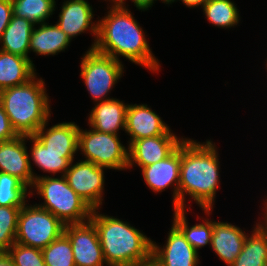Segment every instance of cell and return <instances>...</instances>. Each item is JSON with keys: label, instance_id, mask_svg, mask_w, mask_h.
I'll return each instance as SVG.
<instances>
[{"label": "cell", "instance_id": "d590c367", "mask_svg": "<svg viewBox=\"0 0 267 266\" xmlns=\"http://www.w3.org/2000/svg\"><path fill=\"white\" fill-rule=\"evenodd\" d=\"M0 266H15L11 257L6 253H0Z\"/></svg>", "mask_w": 267, "mask_h": 266}, {"label": "cell", "instance_id": "d6a6232c", "mask_svg": "<svg viewBox=\"0 0 267 266\" xmlns=\"http://www.w3.org/2000/svg\"><path fill=\"white\" fill-rule=\"evenodd\" d=\"M13 16L11 0H0V38Z\"/></svg>", "mask_w": 267, "mask_h": 266}, {"label": "cell", "instance_id": "ac0fdd59", "mask_svg": "<svg viewBox=\"0 0 267 266\" xmlns=\"http://www.w3.org/2000/svg\"><path fill=\"white\" fill-rule=\"evenodd\" d=\"M128 105L116 98L98 102L90 111L88 125L99 132L119 135L120 129L125 130Z\"/></svg>", "mask_w": 267, "mask_h": 266}, {"label": "cell", "instance_id": "8d00e7d4", "mask_svg": "<svg viewBox=\"0 0 267 266\" xmlns=\"http://www.w3.org/2000/svg\"><path fill=\"white\" fill-rule=\"evenodd\" d=\"M134 266H161L153 257Z\"/></svg>", "mask_w": 267, "mask_h": 266}, {"label": "cell", "instance_id": "8fae6325", "mask_svg": "<svg viewBox=\"0 0 267 266\" xmlns=\"http://www.w3.org/2000/svg\"><path fill=\"white\" fill-rule=\"evenodd\" d=\"M170 129L166 134L141 138L128 145V170L133 165L140 168L167 158L185 138L176 136Z\"/></svg>", "mask_w": 267, "mask_h": 266}, {"label": "cell", "instance_id": "6da1fadb", "mask_svg": "<svg viewBox=\"0 0 267 266\" xmlns=\"http://www.w3.org/2000/svg\"><path fill=\"white\" fill-rule=\"evenodd\" d=\"M217 150L211 139L200 143L186 137L181 143L178 209H186L185 195H189L208 216L211 215L220 185Z\"/></svg>", "mask_w": 267, "mask_h": 266}, {"label": "cell", "instance_id": "ba28073f", "mask_svg": "<svg viewBox=\"0 0 267 266\" xmlns=\"http://www.w3.org/2000/svg\"><path fill=\"white\" fill-rule=\"evenodd\" d=\"M120 135L79 129L78 151L83 154L84 160L96 166L113 170L128 168V147L120 141ZM120 139V140H119ZM86 158V159H85Z\"/></svg>", "mask_w": 267, "mask_h": 266}, {"label": "cell", "instance_id": "cb8c5ba5", "mask_svg": "<svg viewBox=\"0 0 267 266\" xmlns=\"http://www.w3.org/2000/svg\"><path fill=\"white\" fill-rule=\"evenodd\" d=\"M27 140L33 143L31 146V159L40 170L51 173L55 176L61 173L64 176L72 161H74L75 153H54L48 150L34 135L27 136Z\"/></svg>", "mask_w": 267, "mask_h": 266}, {"label": "cell", "instance_id": "4316f807", "mask_svg": "<svg viewBox=\"0 0 267 266\" xmlns=\"http://www.w3.org/2000/svg\"><path fill=\"white\" fill-rule=\"evenodd\" d=\"M13 15L28 19L32 24L40 25L53 15L55 0H11Z\"/></svg>", "mask_w": 267, "mask_h": 266}, {"label": "cell", "instance_id": "9c48e42d", "mask_svg": "<svg viewBox=\"0 0 267 266\" xmlns=\"http://www.w3.org/2000/svg\"><path fill=\"white\" fill-rule=\"evenodd\" d=\"M66 171L64 177L68 185L83 199L92 209H101L104 191V167L96 166L92 162L83 161L73 163Z\"/></svg>", "mask_w": 267, "mask_h": 266}, {"label": "cell", "instance_id": "5bb4252c", "mask_svg": "<svg viewBox=\"0 0 267 266\" xmlns=\"http://www.w3.org/2000/svg\"><path fill=\"white\" fill-rule=\"evenodd\" d=\"M166 240L163 248L152 241V257L161 266H198L199 253L173 223Z\"/></svg>", "mask_w": 267, "mask_h": 266}, {"label": "cell", "instance_id": "f35d334b", "mask_svg": "<svg viewBox=\"0 0 267 266\" xmlns=\"http://www.w3.org/2000/svg\"><path fill=\"white\" fill-rule=\"evenodd\" d=\"M163 3L165 4H171V3H174L175 1L177 0H161Z\"/></svg>", "mask_w": 267, "mask_h": 266}, {"label": "cell", "instance_id": "9a60e30c", "mask_svg": "<svg viewBox=\"0 0 267 266\" xmlns=\"http://www.w3.org/2000/svg\"><path fill=\"white\" fill-rule=\"evenodd\" d=\"M58 27L71 39L90 31L95 40L89 49H93L97 39L98 21L93 22L94 11L92 5L86 0H66L61 5Z\"/></svg>", "mask_w": 267, "mask_h": 266}, {"label": "cell", "instance_id": "484cf974", "mask_svg": "<svg viewBox=\"0 0 267 266\" xmlns=\"http://www.w3.org/2000/svg\"><path fill=\"white\" fill-rule=\"evenodd\" d=\"M202 8L208 22L219 28L235 27L241 19L240 10L231 0H207Z\"/></svg>", "mask_w": 267, "mask_h": 266}, {"label": "cell", "instance_id": "603a6c76", "mask_svg": "<svg viewBox=\"0 0 267 266\" xmlns=\"http://www.w3.org/2000/svg\"><path fill=\"white\" fill-rule=\"evenodd\" d=\"M257 223L230 266H267V226L262 221Z\"/></svg>", "mask_w": 267, "mask_h": 266}, {"label": "cell", "instance_id": "4dcf8cb0", "mask_svg": "<svg viewBox=\"0 0 267 266\" xmlns=\"http://www.w3.org/2000/svg\"><path fill=\"white\" fill-rule=\"evenodd\" d=\"M15 266H46L42 250L15 242L7 251Z\"/></svg>", "mask_w": 267, "mask_h": 266}, {"label": "cell", "instance_id": "7402d4cb", "mask_svg": "<svg viewBox=\"0 0 267 266\" xmlns=\"http://www.w3.org/2000/svg\"><path fill=\"white\" fill-rule=\"evenodd\" d=\"M28 19L12 16L0 38V50L30 59V37L34 29Z\"/></svg>", "mask_w": 267, "mask_h": 266}, {"label": "cell", "instance_id": "7c38bea8", "mask_svg": "<svg viewBox=\"0 0 267 266\" xmlns=\"http://www.w3.org/2000/svg\"><path fill=\"white\" fill-rule=\"evenodd\" d=\"M181 144L165 159L141 168L143 180L153 192L173 188V209H178L180 182Z\"/></svg>", "mask_w": 267, "mask_h": 266}, {"label": "cell", "instance_id": "277c9868", "mask_svg": "<svg viewBox=\"0 0 267 266\" xmlns=\"http://www.w3.org/2000/svg\"><path fill=\"white\" fill-rule=\"evenodd\" d=\"M45 81L37 74L28 82L0 91V103L18 136H33L51 117Z\"/></svg>", "mask_w": 267, "mask_h": 266}, {"label": "cell", "instance_id": "83f0119b", "mask_svg": "<svg viewBox=\"0 0 267 266\" xmlns=\"http://www.w3.org/2000/svg\"><path fill=\"white\" fill-rule=\"evenodd\" d=\"M28 194L30 195V188L21 180L0 172V206L23 207L28 201L26 200Z\"/></svg>", "mask_w": 267, "mask_h": 266}, {"label": "cell", "instance_id": "44dd1931", "mask_svg": "<svg viewBox=\"0 0 267 266\" xmlns=\"http://www.w3.org/2000/svg\"><path fill=\"white\" fill-rule=\"evenodd\" d=\"M70 42L71 39L57 24L42 23L39 27L33 29L30 37L29 53L33 51L38 56L56 55L62 51L64 52L70 46Z\"/></svg>", "mask_w": 267, "mask_h": 266}, {"label": "cell", "instance_id": "d6986e66", "mask_svg": "<svg viewBox=\"0 0 267 266\" xmlns=\"http://www.w3.org/2000/svg\"><path fill=\"white\" fill-rule=\"evenodd\" d=\"M43 124L34 135L49 151L77 153L79 126L75 122H62L46 128Z\"/></svg>", "mask_w": 267, "mask_h": 266}, {"label": "cell", "instance_id": "f1b7e54d", "mask_svg": "<svg viewBox=\"0 0 267 266\" xmlns=\"http://www.w3.org/2000/svg\"><path fill=\"white\" fill-rule=\"evenodd\" d=\"M46 266H76L69 238L63 233L42 249Z\"/></svg>", "mask_w": 267, "mask_h": 266}, {"label": "cell", "instance_id": "836d02e7", "mask_svg": "<svg viewBox=\"0 0 267 266\" xmlns=\"http://www.w3.org/2000/svg\"><path fill=\"white\" fill-rule=\"evenodd\" d=\"M126 0H115L114 3L117 4L120 7L128 8L126 6ZM134 3V6H136L137 9L141 11H147L149 8L153 6L154 1L157 0H130Z\"/></svg>", "mask_w": 267, "mask_h": 266}, {"label": "cell", "instance_id": "30bf717a", "mask_svg": "<svg viewBox=\"0 0 267 266\" xmlns=\"http://www.w3.org/2000/svg\"><path fill=\"white\" fill-rule=\"evenodd\" d=\"M64 234L69 238L76 266H104L106 264L95 225L84 223L66 224Z\"/></svg>", "mask_w": 267, "mask_h": 266}, {"label": "cell", "instance_id": "e0dca14e", "mask_svg": "<svg viewBox=\"0 0 267 266\" xmlns=\"http://www.w3.org/2000/svg\"><path fill=\"white\" fill-rule=\"evenodd\" d=\"M247 235L245 231L236 225L212 220L210 247L220 260L230 266L241 252Z\"/></svg>", "mask_w": 267, "mask_h": 266}, {"label": "cell", "instance_id": "3957f363", "mask_svg": "<svg viewBox=\"0 0 267 266\" xmlns=\"http://www.w3.org/2000/svg\"><path fill=\"white\" fill-rule=\"evenodd\" d=\"M93 209L95 225L106 261L105 266H134L152 257V240L122 219Z\"/></svg>", "mask_w": 267, "mask_h": 266}, {"label": "cell", "instance_id": "8992f818", "mask_svg": "<svg viewBox=\"0 0 267 266\" xmlns=\"http://www.w3.org/2000/svg\"><path fill=\"white\" fill-rule=\"evenodd\" d=\"M65 224L38 205L25 204L18 215L15 242L44 249L64 233Z\"/></svg>", "mask_w": 267, "mask_h": 266}, {"label": "cell", "instance_id": "ffe728a7", "mask_svg": "<svg viewBox=\"0 0 267 266\" xmlns=\"http://www.w3.org/2000/svg\"><path fill=\"white\" fill-rule=\"evenodd\" d=\"M31 59L0 50V91L22 85L37 73Z\"/></svg>", "mask_w": 267, "mask_h": 266}, {"label": "cell", "instance_id": "4fadbf2b", "mask_svg": "<svg viewBox=\"0 0 267 266\" xmlns=\"http://www.w3.org/2000/svg\"><path fill=\"white\" fill-rule=\"evenodd\" d=\"M26 139L27 136H17L15 139L0 142V172L17 177L31 188L38 176L33 172Z\"/></svg>", "mask_w": 267, "mask_h": 266}, {"label": "cell", "instance_id": "7a4b0ae2", "mask_svg": "<svg viewBox=\"0 0 267 266\" xmlns=\"http://www.w3.org/2000/svg\"><path fill=\"white\" fill-rule=\"evenodd\" d=\"M106 16L98 20L94 50L120 61L119 56L149 71L160 70V63L151 51L146 35L128 8L111 2Z\"/></svg>", "mask_w": 267, "mask_h": 266}, {"label": "cell", "instance_id": "5b68a950", "mask_svg": "<svg viewBox=\"0 0 267 266\" xmlns=\"http://www.w3.org/2000/svg\"><path fill=\"white\" fill-rule=\"evenodd\" d=\"M51 176L38 175L34 180L30 197L34 194V188L44 200L42 204L36 205L51 212L65 225L89 221L93 209L68 185L64 176Z\"/></svg>", "mask_w": 267, "mask_h": 266}, {"label": "cell", "instance_id": "1f68e13d", "mask_svg": "<svg viewBox=\"0 0 267 266\" xmlns=\"http://www.w3.org/2000/svg\"><path fill=\"white\" fill-rule=\"evenodd\" d=\"M18 134L13 129L8 115L5 113L0 103V142H6L15 139Z\"/></svg>", "mask_w": 267, "mask_h": 266}, {"label": "cell", "instance_id": "d4e9b609", "mask_svg": "<svg viewBox=\"0 0 267 266\" xmlns=\"http://www.w3.org/2000/svg\"><path fill=\"white\" fill-rule=\"evenodd\" d=\"M173 224L182 232L186 240L199 253V249L211 244L212 220L205 218L202 223L189 226L186 217L187 209H173Z\"/></svg>", "mask_w": 267, "mask_h": 266}, {"label": "cell", "instance_id": "2e32d148", "mask_svg": "<svg viewBox=\"0 0 267 266\" xmlns=\"http://www.w3.org/2000/svg\"><path fill=\"white\" fill-rule=\"evenodd\" d=\"M169 126L147 104H129L126 111L125 132L128 145L138 139L166 134Z\"/></svg>", "mask_w": 267, "mask_h": 266}, {"label": "cell", "instance_id": "74e56055", "mask_svg": "<svg viewBox=\"0 0 267 266\" xmlns=\"http://www.w3.org/2000/svg\"><path fill=\"white\" fill-rule=\"evenodd\" d=\"M264 207H262L263 208V210L265 211V212H263L264 214V218H263V223L267 226V199L266 200H264V205H263Z\"/></svg>", "mask_w": 267, "mask_h": 266}, {"label": "cell", "instance_id": "52a82bcc", "mask_svg": "<svg viewBox=\"0 0 267 266\" xmlns=\"http://www.w3.org/2000/svg\"><path fill=\"white\" fill-rule=\"evenodd\" d=\"M122 64L121 61L94 49H88L83 55L80 76L95 103L113 99L108 94L124 73Z\"/></svg>", "mask_w": 267, "mask_h": 266}, {"label": "cell", "instance_id": "f546056e", "mask_svg": "<svg viewBox=\"0 0 267 266\" xmlns=\"http://www.w3.org/2000/svg\"><path fill=\"white\" fill-rule=\"evenodd\" d=\"M21 208L0 206V253H6L15 243L18 215Z\"/></svg>", "mask_w": 267, "mask_h": 266}, {"label": "cell", "instance_id": "e575fe53", "mask_svg": "<svg viewBox=\"0 0 267 266\" xmlns=\"http://www.w3.org/2000/svg\"><path fill=\"white\" fill-rule=\"evenodd\" d=\"M183 4L188 8L203 7L207 0H181Z\"/></svg>", "mask_w": 267, "mask_h": 266}]
</instances>
